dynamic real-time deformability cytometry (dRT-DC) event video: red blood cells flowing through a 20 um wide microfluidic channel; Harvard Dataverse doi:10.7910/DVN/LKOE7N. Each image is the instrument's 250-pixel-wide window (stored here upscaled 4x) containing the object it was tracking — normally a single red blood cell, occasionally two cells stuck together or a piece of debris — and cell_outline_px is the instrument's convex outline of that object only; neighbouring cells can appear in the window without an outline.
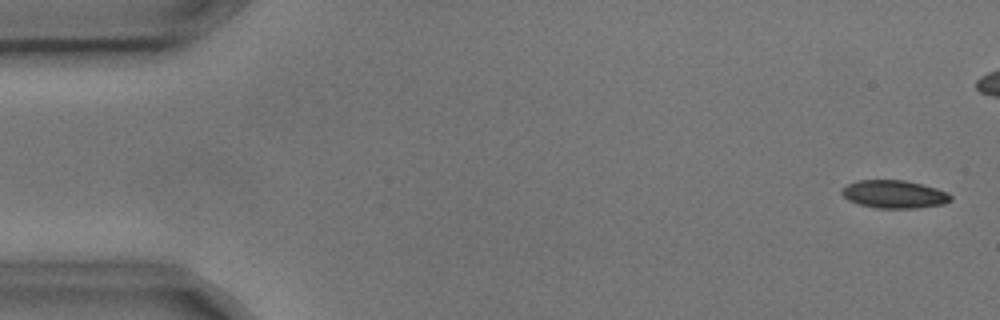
{"species": "common noctule bat (a hibernating species)", "species_latin": "Nyctalus noctula", "temperature_condition": "cold", "stored_images_in_passage": 5, "camera_frame_rate_fps": 3000, "um_per_image_px": 0.085, "animal": {"sex": "male", "body_mass_g": 17.9, "forearm_length_mm": 54.2}, "frame": {"image": 1, "passage_image": 1, "time_ms": 0.0, "image_size_px": [1000, 320], "cell_outline_px": [[952, 200], [944, 204], [916, 208], [876, 208], [860, 204], [848, 200], [840, 192], [840, 188], [856, 180], [904, 180], [936, 188], [948, 192], [952, 196]], "centroid_in_image_um": [76.0, 16.51], "position_along_channel_um": 9.0, "area_um2": 17.8}}